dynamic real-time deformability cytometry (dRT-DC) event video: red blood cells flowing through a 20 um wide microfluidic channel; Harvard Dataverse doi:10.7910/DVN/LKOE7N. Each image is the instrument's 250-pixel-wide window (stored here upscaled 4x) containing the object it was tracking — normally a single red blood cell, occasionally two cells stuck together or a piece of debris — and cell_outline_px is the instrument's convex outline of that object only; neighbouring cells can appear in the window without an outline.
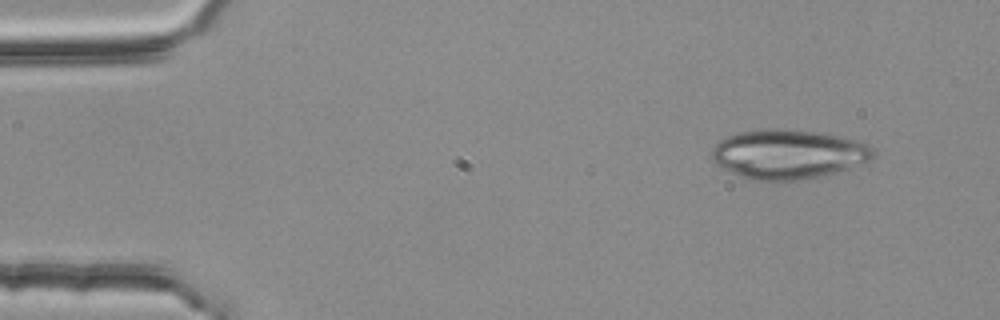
{"species": "common noctule bat (a hibernating species)", "species_latin": "Nyctalus noctula", "temperature_condition": "room temperature", "stored_images_in_passage": 3, "camera_frame_rate_fps": 3000, "um_per_image_px": 0.085, "animal": {"sex": "female", "body_mass_g": 25.1}, "frame": {"image": 1, "passage_image": 1, "time_ms": 0.0, "image_size_px": [1000, 320], "cell_outline_px": [[876, 156], [872, 160], [828, 176], [804, 180], [752, 180], [740, 176], [724, 168], [712, 160], [712, 148], [720, 140], [728, 136], [740, 132], [768, 128], [776, 128], [824, 132], [856, 140], [868, 144], [876, 152]], "centroid_in_image_um": [67.08, 13.11], "position_along_channel_um": 17.9, "area_um2": 46.99}}